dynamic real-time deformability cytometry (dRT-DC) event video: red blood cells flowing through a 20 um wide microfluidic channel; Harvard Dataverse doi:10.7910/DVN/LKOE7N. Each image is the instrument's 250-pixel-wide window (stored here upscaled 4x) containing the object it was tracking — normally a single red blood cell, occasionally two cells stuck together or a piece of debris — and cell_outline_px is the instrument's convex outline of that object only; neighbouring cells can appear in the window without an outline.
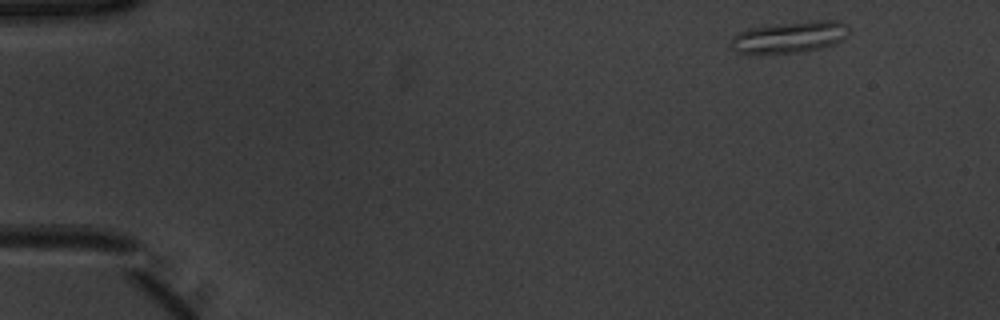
{"species": "common noctule bat (a hibernating species)", "species_latin": "Nyctalus noctula", "temperature_condition": "warm", "stored_images_in_passage": 48, "camera_frame_rate_fps": 3000, "um_per_image_px": 0.085, "animal": {"sex": "male", "body_mass_g": 20.1, "forearm_length_mm": 53.5}, "frame": {"image": 1, "passage_image": 1, "time_ms": 0.0, "image_size_px": [1000, 320], "cell_outline_px": [[848, 32], [840, 40], [832, 44], [820, 48], [796, 52], [736, 52], [732, 48], [732, 36], [748, 28], [772, 24], [808, 20], [836, 20], [844, 24], [848, 28]], "centroid_in_image_um": [67.11, 3.11], "position_along_channel_um": 17.9, "area_um2": 21.15}}
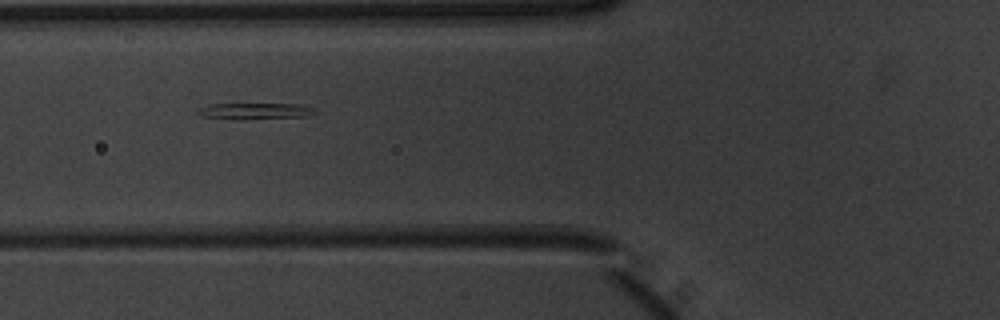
{"frame": {"image": 2, "passage_image": 16, "time_ms": 5.0, "image_size_px": [1000, 320], "cell_outline_px": [[316, 112], [308, 116], [240, 120], [204, 116], [196, 112], [200, 108], [208, 104], [304, 104], [316, 108]], "centroid_in_image_um": [21.75, 9.44], "position_along_channel_um": 104.1, "area_um2": 11.21}}
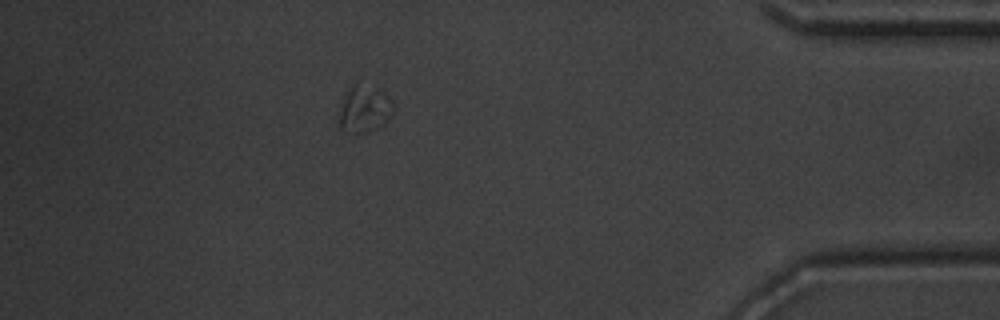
{"frame": {"image": 3, "passage_image": 42, "time_ms": 13.667, "image_size_px": [1000, 320], "cell_outline_px": [[392, 116], [384, 124], [368, 132], [344, 132], [340, 128], [340, 112], [348, 88], [356, 80], [380, 92], [392, 100]], "centroid_in_image_um": [30.96, 9.27], "position_along_channel_um": 404.2, "area_um2": 14.51}}